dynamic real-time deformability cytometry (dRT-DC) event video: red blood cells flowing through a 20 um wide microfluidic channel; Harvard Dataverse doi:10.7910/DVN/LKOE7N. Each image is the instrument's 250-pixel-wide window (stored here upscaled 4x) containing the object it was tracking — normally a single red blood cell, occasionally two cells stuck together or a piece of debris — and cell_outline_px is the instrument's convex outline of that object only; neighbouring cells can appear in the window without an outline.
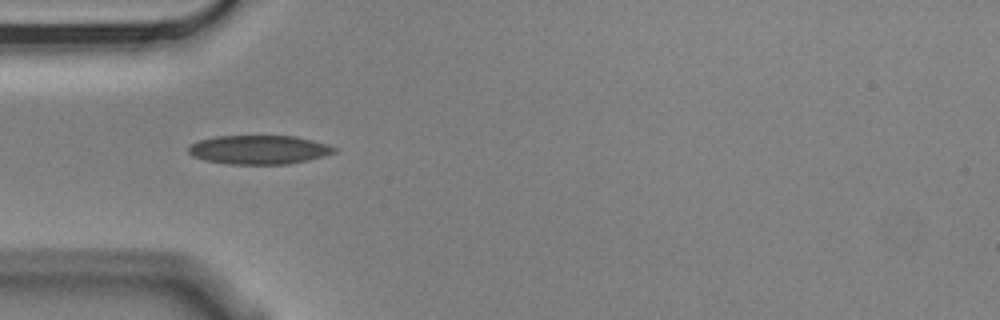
{"species": "Egyptian fruit bat (a non-hibernating species)", "species_latin": "Rousettus aegyptiacus", "temperature_condition": "cold", "stored_images_in_passage": 7, "camera_frame_rate_fps": 3000, "um_per_image_px": 0.085, "animal": {"sex": "male"}, "frame": {"image": 1, "passage_image": 5, "time_ms": 1.333, "image_size_px": [1000, 320], "cell_outline_px": [[336, 152], [324, 156], [308, 160], [288, 164], [228, 164], [204, 160], [192, 156], [188, 152], [188, 148], [192, 144], [200, 140], [216, 136], [296, 136], [312, 140], [336, 148]], "centroid_in_image_um": [22.0, 12.73], "position_along_channel_um": 63.0, "area_um2": 24.45}}
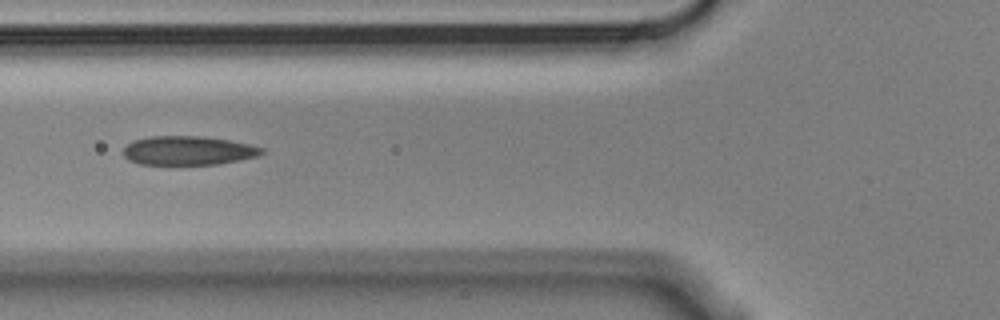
{"frame": {"image": 2, "passage_image": 6, "time_ms": 1.667, "image_size_px": [1000, 320], "cell_outline_px": [[264, 152], [256, 156], [240, 160], [216, 164], [140, 164], [128, 160], [124, 156], [124, 148], [128, 144], [136, 140], [152, 136], [204, 136], [228, 140], [248, 144], [264, 148]], "centroid_in_image_um": [16.0, 12.8], "position_along_channel_um": 109.8, "area_um2": 23.12}}
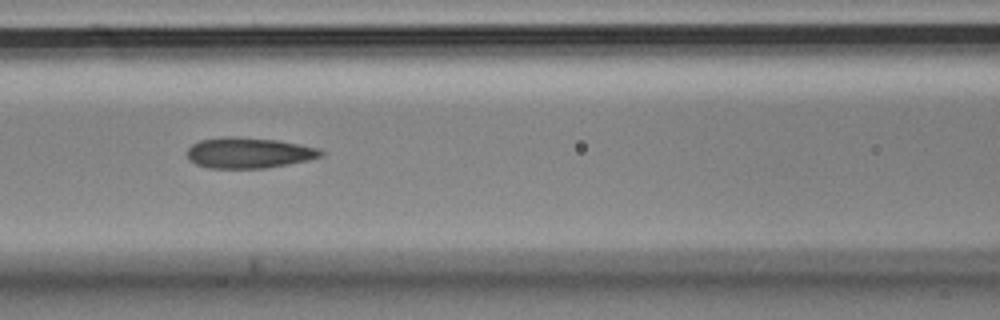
{"frame": {"image": 3, "passage_image": 7, "time_ms": 2.0, "image_size_px": [1000, 320], "cell_outline_px": [[324, 156], [308, 160], [288, 164], [264, 168], [208, 168], [196, 164], [188, 160], [188, 148], [192, 144], [200, 140], [224, 136], [232, 136], [276, 140], [300, 144], [320, 148], [324, 152]], "centroid_in_image_um": [21.16, 12.99], "position_along_channel_um": 145.4, "area_um2": 24.04}}